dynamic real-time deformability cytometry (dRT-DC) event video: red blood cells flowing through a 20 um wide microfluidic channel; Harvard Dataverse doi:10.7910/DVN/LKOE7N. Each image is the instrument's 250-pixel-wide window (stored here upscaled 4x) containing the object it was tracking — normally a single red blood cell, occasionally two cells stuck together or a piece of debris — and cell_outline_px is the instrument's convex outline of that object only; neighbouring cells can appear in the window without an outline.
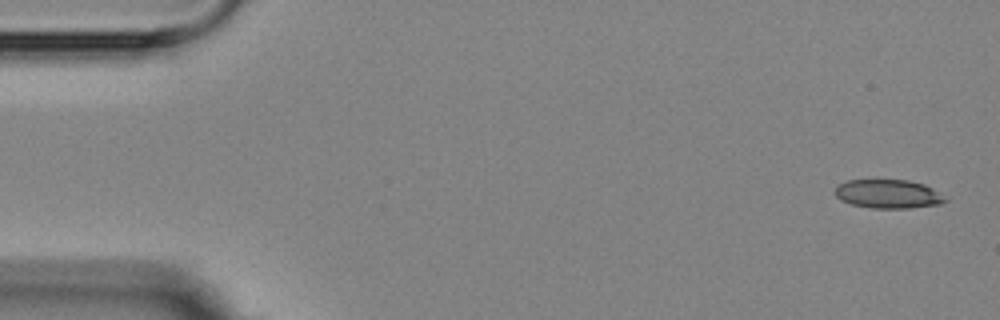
{"species": "Egyptian fruit bat (a non-hibernating species)", "species_latin": "Rousettus aegyptiacus", "temperature_condition": "room temperature", "stored_images_in_passage": 8, "camera_frame_rate_fps": 3000, "um_per_image_px": 0.085, "animal": {"sex": "female"}, "frame": {"image": 1, "passage_image": 1, "time_ms": 0.0, "image_size_px": [1000, 320], "cell_outline_px": [[948, 200], [940, 204], [908, 208], [872, 208], [852, 204], [840, 200], [836, 196], [836, 184], [848, 180], [908, 180], [924, 184], [932, 188]], "centroid_in_image_um": [75.47, 16.48], "position_along_channel_um": 9.5, "area_um2": 18.38}}
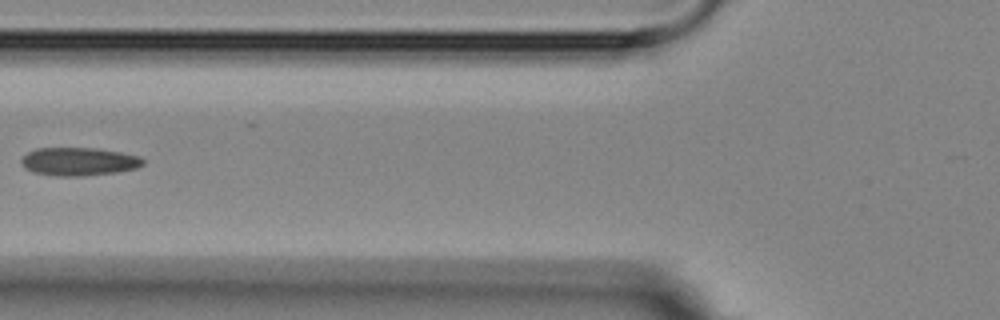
{"frame": {"image": 2, "passage_image": 5, "time_ms": 6.333, "image_size_px": [1000, 320], "cell_outline_px": [[144, 164], [136, 168], [116, 172], [80, 176], [56, 176], [32, 172], [24, 168], [20, 160], [28, 152], [36, 148], [100, 148], [140, 156], [144, 160]], "centroid_in_image_um": [6.69, 13.73], "position_along_channel_um": 119.1, "area_um2": 20.06}}
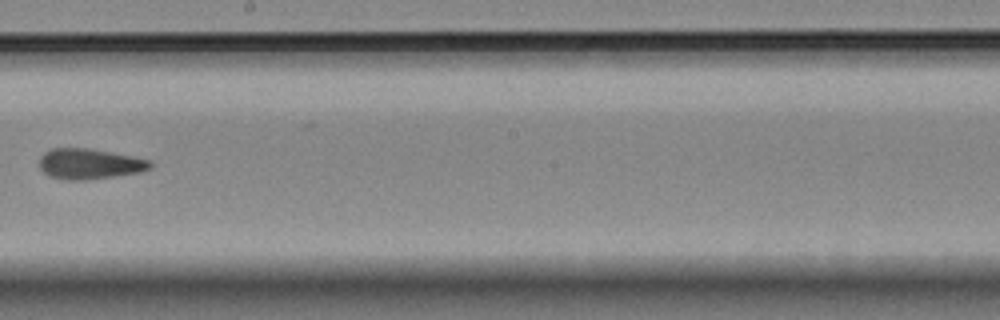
{"frame": {"image": 3, "passage_image": 8, "time_ms": 9.667, "image_size_px": [1000, 320], "cell_outline_px": [[152, 168], [140, 172], [84, 180], [64, 180], [52, 176], [44, 172], [40, 168], [40, 156], [44, 152], [52, 148], [92, 148], [132, 156], [148, 160], [152, 164]], "centroid_in_image_um": [7.6, 13.92], "position_along_channel_um": 240.6, "area_um2": 19.59}}